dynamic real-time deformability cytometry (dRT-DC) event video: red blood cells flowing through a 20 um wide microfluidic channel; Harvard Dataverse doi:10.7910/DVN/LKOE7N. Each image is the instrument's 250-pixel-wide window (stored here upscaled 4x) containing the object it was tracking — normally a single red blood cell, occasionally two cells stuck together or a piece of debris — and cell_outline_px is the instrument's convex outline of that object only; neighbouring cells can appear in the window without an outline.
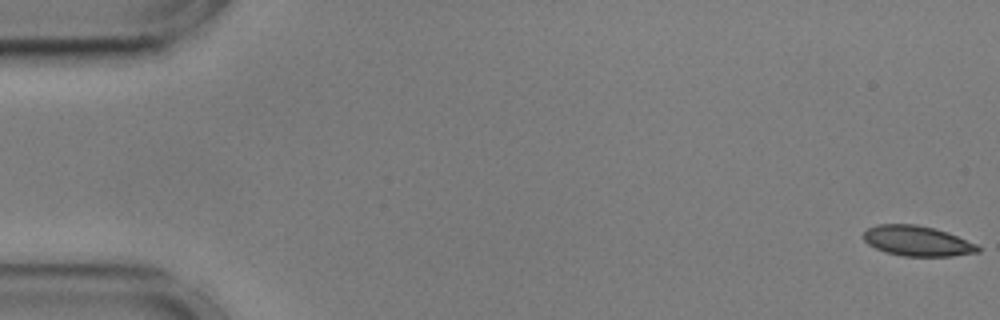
{"species": "common noctule bat (a hibernating species)", "species_latin": "Nyctalus noctula", "temperature_condition": "cold", "stored_images_in_passage": 56, "camera_frame_rate_fps": 3000, "um_per_image_px": 0.085, "animal": {"sex": "male", "body_mass_g": 17.9, "forearm_length_mm": 54.2}, "frame": {"image": 1, "passage_image": 1, "time_ms": 0.0, "image_size_px": [1000, 320], "cell_outline_px": [[980, 252], [952, 256], [904, 256], [884, 252], [868, 244], [864, 240], [864, 232], [868, 228], [876, 224], [916, 224], [948, 232], [976, 244], [980, 248]], "centroid_in_image_um": [77.96, 20.48], "position_along_channel_um": 7.0, "area_um2": 20.11}}
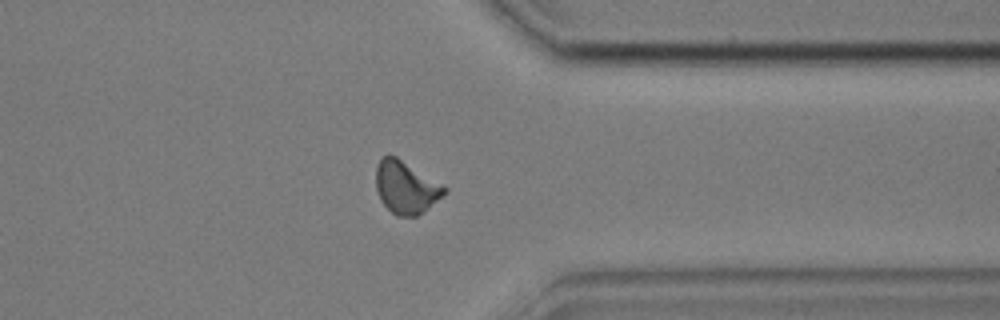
{"frame": {"image": 2, "passage_image": 44, "time_ms": 14.333, "image_size_px": [1000, 320], "cell_outline_px": [[448, 192], [428, 208], [416, 216], [396, 216], [380, 200], [376, 188], [376, 164], [380, 156], [396, 156], [448, 188]], "centroid_in_image_um": [34.49, 15.92], "position_along_channel_um": 376.9, "area_um2": 20.87}}
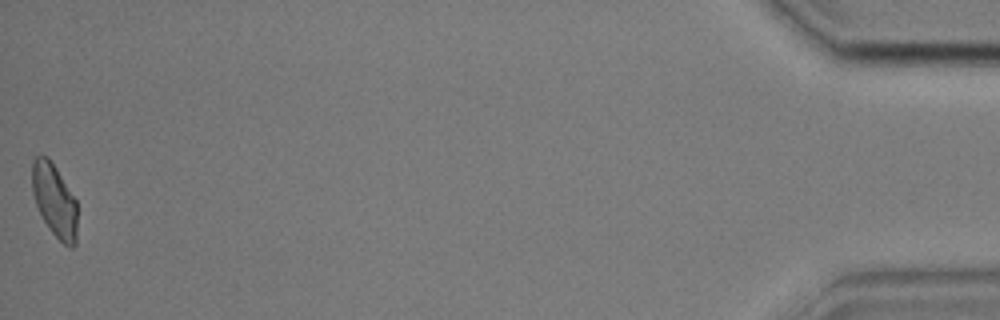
{"frame": {"image": 3, "passage_image": 56, "time_ms": 18.333, "image_size_px": [1000, 320], "cell_outline_px": [[76, 244], [72, 248], [64, 244], [48, 228], [36, 204], [32, 192], [32, 164], [36, 156], [48, 156], [56, 168], [76, 200]], "centroid_in_image_um": [4.62, 17.03], "position_along_channel_um": 430.6, "area_um2": 18.96}, "authors_computed_cell_mechanics": {"area_um2": 20.4034, "velocity_mm_per_s": 3.5824, "shape_relaxation_time_tau1_ms": 3.8473, "shape_relaxation_time_tau2_ms": 3.0649, "deformation_change_tau1": 0.0985, "deformation_change_tau2": 0.0751}}